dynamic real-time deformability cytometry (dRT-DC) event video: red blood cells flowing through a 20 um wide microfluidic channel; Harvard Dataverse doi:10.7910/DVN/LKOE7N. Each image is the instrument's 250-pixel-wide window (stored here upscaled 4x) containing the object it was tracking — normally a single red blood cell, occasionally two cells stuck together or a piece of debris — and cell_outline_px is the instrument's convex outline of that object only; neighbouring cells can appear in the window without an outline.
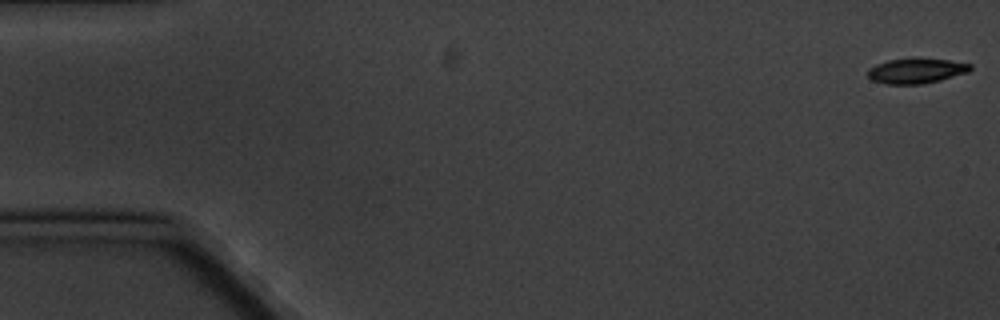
{"species": "common noctule bat (a hibernating species)", "species_latin": "Nyctalus noctula", "temperature_condition": "cold", "stored_images_in_passage": 6, "camera_frame_rate_fps": 3000, "um_per_image_px": 0.085, "animal": {"sex": "male", "body_mass_g": 20.1, "forearm_length_mm": 53.5}, "frame": {"image": 1, "passage_image": 1, "time_ms": 0.0, "image_size_px": [1000, 320], "cell_outline_px": [[972, 68], [968, 72], [940, 80], [920, 84], [888, 84], [872, 80], [868, 76], [868, 68], [876, 64], [888, 60], [948, 60], [972, 64]], "centroid_in_image_um": [77.87, 6.04], "position_along_channel_um": 7.1, "area_um2": 14.45}}
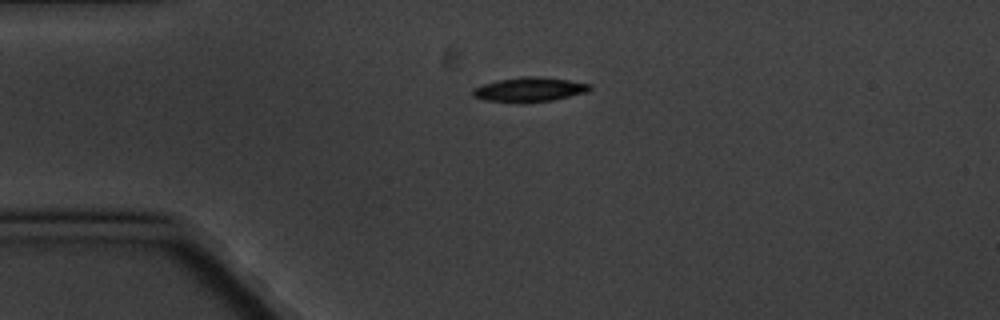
{"frame": {"image": 2, "passage_image": 4, "time_ms": 4.333, "image_size_px": [1000, 320], "cell_outline_px": [[592, 88], [588, 92], [552, 100], [484, 100], [472, 96], [472, 88], [480, 84], [496, 80], [524, 76], [536, 76], [568, 80], [592, 84]], "centroid_in_image_um": [45.0, 7.56], "position_along_channel_um": 40.0, "area_um2": 16.13}}